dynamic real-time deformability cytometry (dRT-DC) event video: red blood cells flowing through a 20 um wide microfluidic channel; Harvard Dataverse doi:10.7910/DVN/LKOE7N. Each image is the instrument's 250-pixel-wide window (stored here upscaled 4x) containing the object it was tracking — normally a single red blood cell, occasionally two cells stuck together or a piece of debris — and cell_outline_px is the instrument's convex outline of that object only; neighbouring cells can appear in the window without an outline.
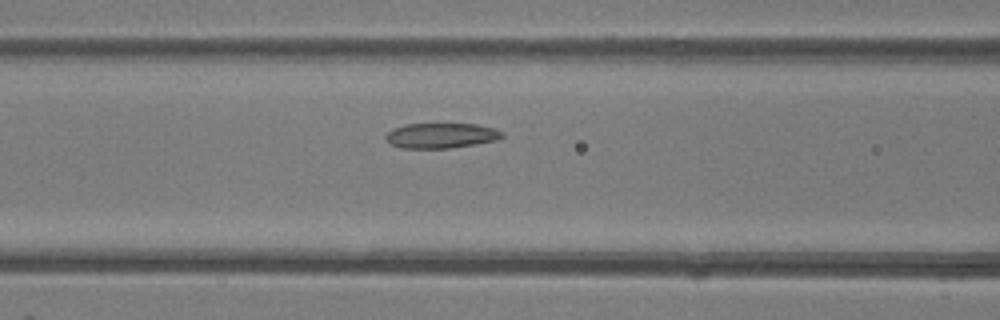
{"species": "common noctule bat (a hibernating species)", "species_latin": "Nyctalus noctula", "temperature_condition": "room temperature", "stored_images_in_passage": 4, "camera_frame_rate_fps": 3000, "um_per_image_px": 0.085, "animal": {"sex": "female"}, "frame": {"image": 1, "passage_image": 4, "time_ms": 3.667, "image_size_px": [1000, 320], "cell_outline_px": [[504, 136], [496, 140], [476, 144], [448, 148], [404, 148], [392, 144], [384, 136], [392, 128], [404, 124], [476, 124], [492, 128], [504, 132]], "centroid_in_image_um": [37.5, 11.52], "position_along_channel_um": 129.1, "area_um2": 16.94}}